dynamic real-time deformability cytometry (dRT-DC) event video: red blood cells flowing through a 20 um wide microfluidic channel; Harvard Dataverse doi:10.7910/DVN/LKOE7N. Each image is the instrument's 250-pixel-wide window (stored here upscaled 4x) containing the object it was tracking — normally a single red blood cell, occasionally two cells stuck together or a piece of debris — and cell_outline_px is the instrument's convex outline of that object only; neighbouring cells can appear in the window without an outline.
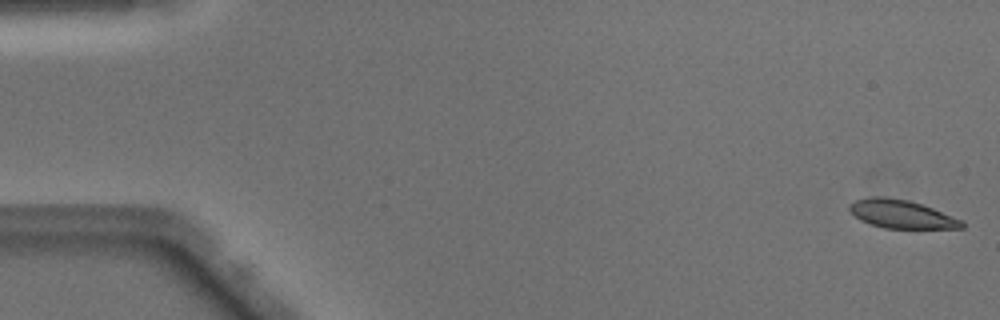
{"species": "Egyptian fruit bat (a non-hibernating species)", "species_latin": "Rousettus aegyptiacus", "temperature_condition": "warm", "stored_images_in_passage": 51, "camera_frame_rate_fps": 3000, "um_per_image_px": 0.085, "animal": {"sex": "male"}, "frame": {"image": 1, "passage_image": 1, "time_ms": 0.0, "image_size_px": [1000, 320], "cell_outline_px": [[964, 228], [884, 228], [860, 220], [848, 208], [848, 204], [856, 200], [868, 196], [884, 196], [908, 200], [932, 208], [964, 220]], "centroid_in_image_um": [76.62, 18.19], "position_along_channel_um": 8.4, "area_um2": 18.5}}
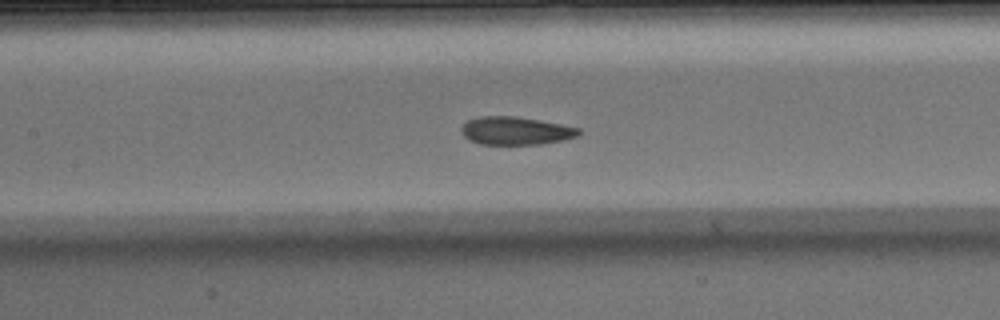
{"frame": {"image": 2, "passage_image": 23, "time_ms": 7.333, "image_size_px": [1000, 320], "cell_outline_px": [[580, 132], [576, 136], [564, 140], [544, 144], [480, 144], [464, 136], [460, 132], [460, 128], [468, 120], [480, 116], [516, 116], [540, 120], [580, 128]], "centroid_in_image_um": [43.83, 11.11], "position_along_channel_um": 163.6, "area_um2": 19.13}}
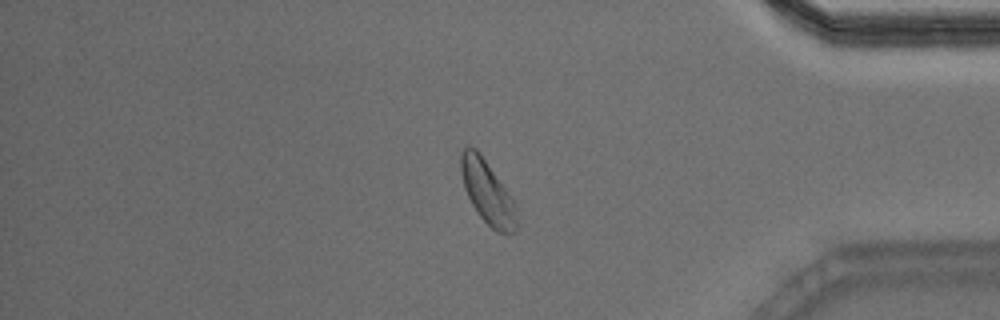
{"frame": {"image": 3, "passage_image": 42, "time_ms": 13.667, "image_size_px": [1000, 320], "cell_outline_px": [[516, 232], [496, 232], [480, 216], [472, 204], [464, 188], [460, 172], [460, 152], [468, 144], [476, 148], [480, 152], [508, 192], [516, 208]], "centroid_in_image_um": [41.39, 16.28], "position_along_channel_um": 393.8, "area_um2": 20.4}, "authors_computed_cell_mechanics": {"area_um2": 19.4786, "velocity_mm_per_s": 4.0505, "shape_relaxation_time_tau1_ms": 2.6685, "shape_relaxation_time_tau2_ms": 1.332, "deformation_change_tau1": 0.1156, "deformation_change_tau2": 0.0656}}